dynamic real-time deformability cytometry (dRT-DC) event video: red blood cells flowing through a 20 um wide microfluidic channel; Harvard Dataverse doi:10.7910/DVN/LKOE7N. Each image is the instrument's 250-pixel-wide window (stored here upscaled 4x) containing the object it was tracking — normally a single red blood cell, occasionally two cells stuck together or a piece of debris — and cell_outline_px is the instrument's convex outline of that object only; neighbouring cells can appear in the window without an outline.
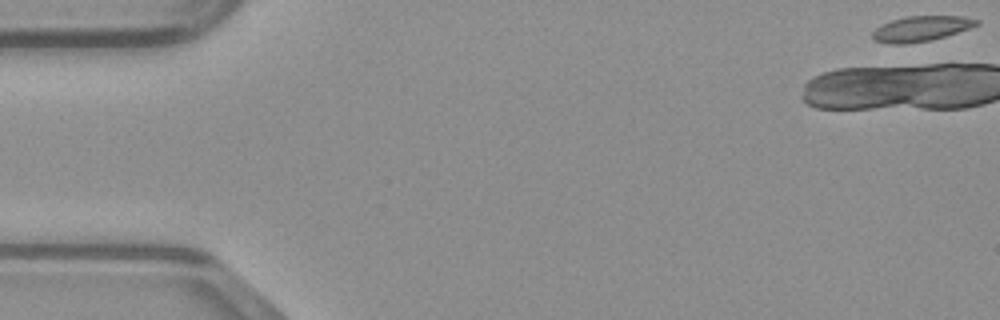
{"species": "common noctule bat (a hibernating species)", "species_latin": "Nyctalus noctula", "temperature_condition": "warm", "stored_images_in_passage": 30, "camera_frame_rate_fps": 3000, "um_per_image_px": 0.085, "animal": {"sex": "male", "body_mass_g": 23.1, "forearm_length_mm": 52.7}, "frame": {"image": 1, "passage_image": 1, "time_ms": 0.0, "image_size_px": [1000, 320], "cell_outline_px": [[980, 24], [932, 40], [904, 44], [892, 44], [876, 40], [872, 36], [872, 32], [880, 24], [892, 20], [908, 16], [960, 16], [980, 20]], "centroid_in_image_um": [78.28, 2.43], "position_along_channel_um": 6.7, "area_um2": 15.14}}